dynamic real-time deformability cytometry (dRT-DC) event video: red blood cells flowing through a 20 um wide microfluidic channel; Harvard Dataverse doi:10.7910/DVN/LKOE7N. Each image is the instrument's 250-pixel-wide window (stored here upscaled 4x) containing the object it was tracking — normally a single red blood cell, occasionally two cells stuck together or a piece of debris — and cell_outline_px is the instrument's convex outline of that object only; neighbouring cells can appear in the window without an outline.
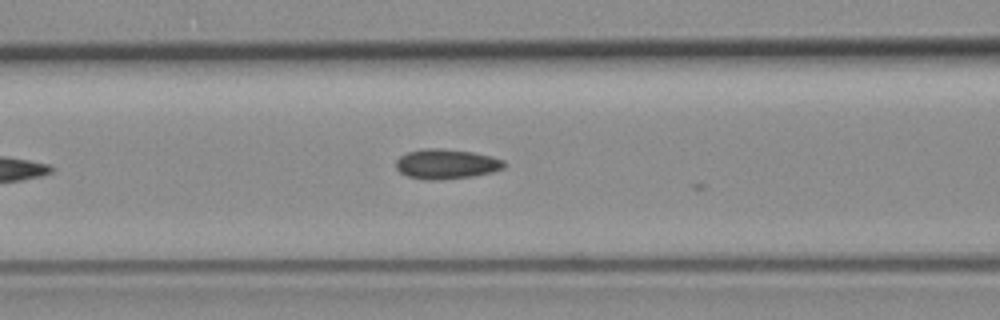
{"species": "common noctule bat (a hibernating species)", "species_latin": "Nyctalus noctula", "temperature_condition": "room temperature", "stored_images_in_passage": 6, "camera_frame_rate_fps": 3000, "um_per_image_px": 0.085, "animal": {"sex": "female", "body_mass_g": 19.3, "forearm_length_mm": 54.1}, "frame": {"image": 1, "passage_image": 4, "time_ms": 1.0, "image_size_px": [1000, 320], "cell_outline_px": [[504, 168], [492, 172], [472, 176], [440, 180], [424, 180], [408, 176], [400, 172], [396, 168], [396, 160], [400, 156], [408, 152], [420, 148], [440, 148], [472, 152], [492, 156], [504, 160]], "centroid_in_image_um": [37.92, 13.94], "position_along_channel_um": 128.7, "area_um2": 18.9}}